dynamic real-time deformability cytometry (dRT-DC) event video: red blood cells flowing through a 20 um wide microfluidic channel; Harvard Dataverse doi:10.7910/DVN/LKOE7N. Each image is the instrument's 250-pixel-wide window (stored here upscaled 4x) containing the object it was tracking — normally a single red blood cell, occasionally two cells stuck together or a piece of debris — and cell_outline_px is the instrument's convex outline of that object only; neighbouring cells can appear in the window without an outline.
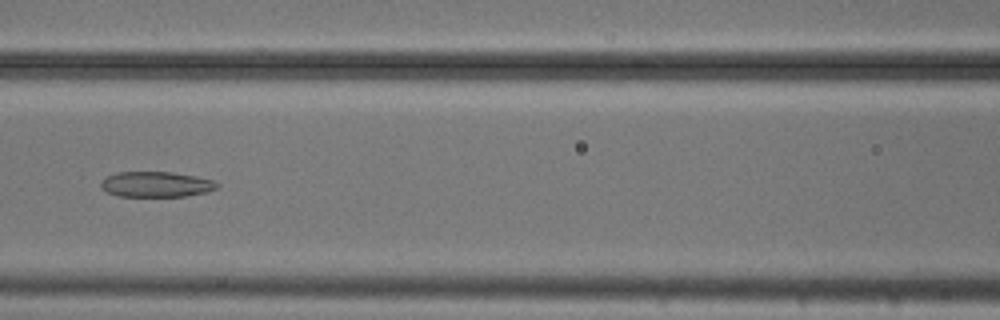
{"species": "common noctule bat (a hibernating species)", "species_latin": "Nyctalus noctula", "temperature_condition": "cold", "stored_images_in_passage": 52, "camera_frame_rate_fps": 3000, "um_per_image_px": 0.085, "animal": {"sex": "male", "body_mass_g": 20.5, "forearm_length_mm": 52.5}, "frame": {"image": 1, "passage_image": 22, "time_ms": 7.0, "image_size_px": [1000, 320], "cell_outline_px": [[220, 188], [208, 192], [184, 196], [120, 196], [104, 192], [100, 188], [100, 180], [116, 172], [172, 172], [196, 176], [212, 180], [220, 184]], "centroid_in_image_um": [13.27, 15.67], "position_along_channel_um": 153.3, "area_um2": 17.46}}
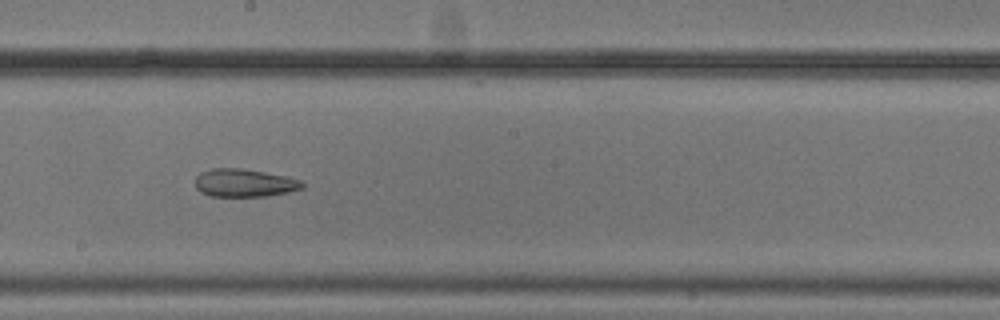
{"frame": {"image": 2, "passage_image": 28, "time_ms": 9.0, "image_size_px": [1000, 320], "cell_outline_px": [[304, 188], [288, 192], [268, 196], [212, 196], [200, 192], [196, 188], [196, 176], [200, 172], [212, 168], [240, 168], [288, 176], [300, 180], [304, 184]], "centroid_in_image_um": [20.78, 15.54], "position_along_channel_um": 227.4, "area_um2": 17.51}}
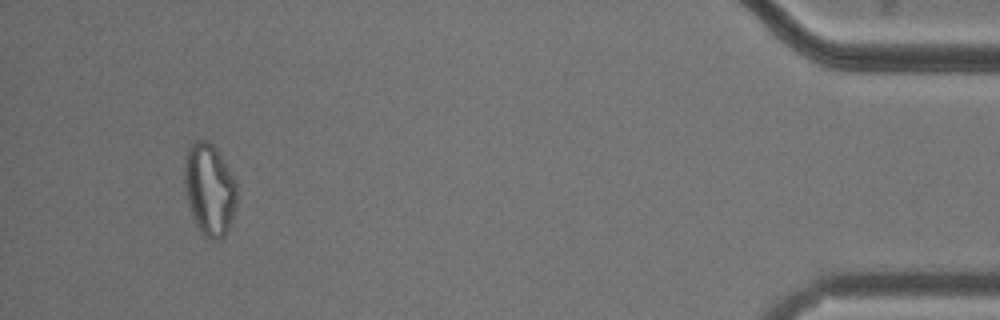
{"frame": {"image": 3, "passage_image": 49, "time_ms": 16.0, "image_size_px": [1000, 320], "cell_outline_px": [[236, 204], [228, 228], [224, 236], [216, 240], [212, 240], [204, 236], [200, 232], [192, 216], [188, 204], [184, 184], [184, 156], [188, 148], [196, 140], [208, 140], [216, 148], [236, 184]], "centroid_in_image_um": [17.76, 16.1], "position_along_channel_um": 417.4, "area_um2": 27.86}, "authors_computed_cell_mechanics": {"area_um2": 24.8251, "velocity_mm_per_s": 3.7093, "shape_relaxation_time_tau1_ms": null, "shape_relaxation_time_tau2_ms": 5.26, "deformation_change_tau1": null, "deformation_change_tau2": 0.1355}}